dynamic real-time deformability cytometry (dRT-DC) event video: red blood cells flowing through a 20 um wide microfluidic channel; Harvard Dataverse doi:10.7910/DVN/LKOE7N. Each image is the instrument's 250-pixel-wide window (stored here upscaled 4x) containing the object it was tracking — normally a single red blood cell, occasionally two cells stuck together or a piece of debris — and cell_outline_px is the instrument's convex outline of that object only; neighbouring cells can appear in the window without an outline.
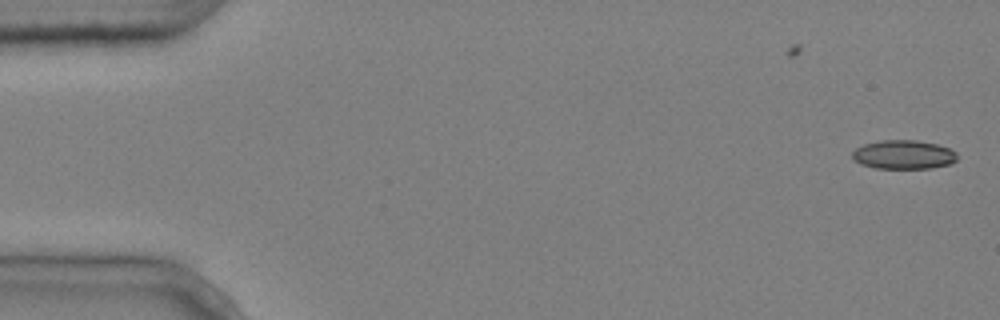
{"species": "common noctule bat (a hibernating species)", "species_latin": "Nyctalus noctula", "temperature_condition": "cold", "stored_images_in_passage": 2, "camera_frame_rate_fps": 3000, "um_per_image_px": 0.085, "animal": {"sex": "male", "body_mass_g": 20.4}, "frame": {"image": 1, "passage_image": 2, "time_ms": 0.333, "image_size_px": [1000, 320], "cell_outline_px": [[956, 160], [952, 164], [932, 168], [876, 168], [860, 164], [852, 160], [852, 152], [856, 148], [864, 144], [880, 140], [916, 140], [936, 144], [948, 148], [956, 152]], "centroid_in_image_um": [76.78, 13.15], "position_along_channel_um": 8.2, "area_um2": 17.74}}